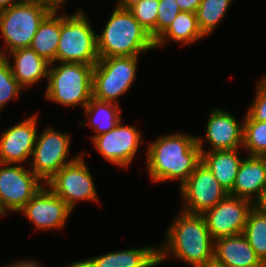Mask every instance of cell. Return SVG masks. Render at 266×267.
Instances as JSON below:
<instances>
[{"label": "cell", "instance_id": "d6986e66", "mask_svg": "<svg viewBox=\"0 0 266 267\" xmlns=\"http://www.w3.org/2000/svg\"><path fill=\"white\" fill-rule=\"evenodd\" d=\"M213 259L225 267H260L262 263L243 233L214 240Z\"/></svg>", "mask_w": 266, "mask_h": 267}, {"label": "cell", "instance_id": "3957f363", "mask_svg": "<svg viewBox=\"0 0 266 267\" xmlns=\"http://www.w3.org/2000/svg\"><path fill=\"white\" fill-rule=\"evenodd\" d=\"M99 58L140 56L155 48L149 32L128 9L115 7L102 34H97Z\"/></svg>", "mask_w": 266, "mask_h": 267}, {"label": "cell", "instance_id": "4dcf8cb0", "mask_svg": "<svg viewBox=\"0 0 266 267\" xmlns=\"http://www.w3.org/2000/svg\"><path fill=\"white\" fill-rule=\"evenodd\" d=\"M255 98L246 112L254 121H266V76L256 82Z\"/></svg>", "mask_w": 266, "mask_h": 267}, {"label": "cell", "instance_id": "ba28073f", "mask_svg": "<svg viewBox=\"0 0 266 267\" xmlns=\"http://www.w3.org/2000/svg\"><path fill=\"white\" fill-rule=\"evenodd\" d=\"M70 142L69 133H62L53 127L45 128L41 135L37 134L30 170L40 180L45 181L43 184H46L62 167L79 157L77 155L67 160Z\"/></svg>", "mask_w": 266, "mask_h": 267}, {"label": "cell", "instance_id": "d6a6232c", "mask_svg": "<svg viewBox=\"0 0 266 267\" xmlns=\"http://www.w3.org/2000/svg\"><path fill=\"white\" fill-rule=\"evenodd\" d=\"M253 208L259 213L266 215V187L260 193L258 198L253 202Z\"/></svg>", "mask_w": 266, "mask_h": 267}, {"label": "cell", "instance_id": "8d00e7d4", "mask_svg": "<svg viewBox=\"0 0 266 267\" xmlns=\"http://www.w3.org/2000/svg\"><path fill=\"white\" fill-rule=\"evenodd\" d=\"M53 9H60L61 7L64 8V3L66 0H45ZM63 5V6H62Z\"/></svg>", "mask_w": 266, "mask_h": 267}, {"label": "cell", "instance_id": "7402d4cb", "mask_svg": "<svg viewBox=\"0 0 266 267\" xmlns=\"http://www.w3.org/2000/svg\"><path fill=\"white\" fill-rule=\"evenodd\" d=\"M53 9L40 23L30 48L48 63L56 62V53L61 32V15Z\"/></svg>", "mask_w": 266, "mask_h": 267}, {"label": "cell", "instance_id": "d4e9b609", "mask_svg": "<svg viewBox=\"0 0 266 267\" xmlns=\"http://www.w3.org/2000/svg\"><path fill=\"white\" fill-rule=\"evenodd\" d=\"M233 0H202L196 15L200 31L210 35L225 17Z\"/></svg>", "mask_w": 266, "mask_h": 267}, {"label": "cell", "instance_id": "9c48e42d", "mask_svg": "<svg viewBox=\"0 0 266 267\" xmlns=\"http://www.w3.org/2000/svg\"><path fill=\"white\" fill-rule=\"evenodd\" d=\"M82 156L62 167L46 183L72 211L79 201L98 202L93 177Z\"/></svg>", "mask_w": 266, "mask_h": 267}, {"label": "cell", "instance_id": "ab89813d", "mask_svg": "<svg viewBox=\"0 0 266 267\" xmlns=\"http://www.w3.org/2000/svg\"><path fill=\"white\" fill-rule=\"evenodd\" d=\"M264 159H265V161H266V153L262 156Z\"/></svg>", "mask_w": 266, "mask_h": 267}, {"label": "cell", "instance_id": "9a60e30c", "mask_svg": "<svg viewBox=\"0 0 266 267\" xmlns=\"http://www.w3.org/2000/svg\"><path fill=\"white\" fill-rule=\"evenodd\" d=\"M238 121L233 114L222 110V108L213 109L206 123L205 138L197 137L196 139L200 152L232 150L243 147L244 123ZM205 141L211 146L209 150L203 146Z\"/></svg>", "mask_w": 266, "mask_h": 267}, {"label": "cell", "instance_id": "d590c367", "mask_svg": "<svg viewBox=\"0 0 266 267\" xmlns=\"http://www.w3.org/2000/svg\"><path fill=\"white\" fill-rule=\"evenodd\" d=\"M25 0H0V10L22 3Z\"/></svg>", "mask_w": 266, "mask_h": 267}, {"label": "cell", "instance_id": "8992f818", "mask_svg": "<svg viewBox=\"0 0 266 267\" xmlns=\"http://www.w3.org/2000/svg\"><path fill=\"white\" fill-rule=\"evenodd\" d=\"M53 10L45 0H25L0 10V32L8 53L30 47L40 23Z\"/></svg>", "mask_w": 266, "mask_h": 267}, {"label": "cell", "instance_id": "484cf974", "mask_svg": "<svg viewBox=\"0 0 266 267\" xmlns=\"http://www.w3.org/2000/svg\"><path fill=\"white\" fill-rule=\"evenodd\" d=\"M243 234L261 261L266 260V215L252 208Z\"/></svg>", "mask_w": 266, "mask_h": 267}, {"label": "cell", "instance_id": "277c9868", "mask_svg": "<svg viewBox=\"0 0 266 267\" xmlns=\"http://www.w3.org/2000/svg\"><path fill=\"white\" fill-rule=\"evenodd\" d=\"M93 68L81 63H51L45 98L65 107L80 105L84 109L92 98Z\"/></svg>", "mask_w": 266, "mask_h": 267}, {"label": "cell", "instance_id": "4316f807", "mask_svg": "<svg viewBox=\"0 0 266 267\" xmlns=\"http://www.w3.org/2000/svg\"><path fill=\"white\" fill-rule=\"evenodd\" d=\"M243 118V147L249 156H263L266 153V121H254L247 113Z\"/></svg>", "mask_w": 266, "mask_h": 267}, {"label": "cell", "instance_id": "5b68a950", "mask_svg": "<svg viewBox=\"0 0 266 267\" xmlns=\"http://www.w3.org/2000/svg\"><path fill=\"white\" fill-rule=\"evenodd\" d=\"M99 60L97 34L83 9L61 15V32L56 62L95 65Z\"/></svg>", "mask_w": 266, "mask_h": 267}, {"label": "cell", "instance_id": "44dd1931", "mask_svg": "<svg viewBox=\"0 0 266 267\" xmlns=\"http://www.w3.org/2000/svg\"><path fill=\"white\" fill-rule=\"evenodd\" d=\"M243 159L238 149L201 152V160L228 193L234 186Z\"/></svg>", "mask_w": 266, "mask_h": 267}, {"label": "cell", "instance_id": "cb8c5ba5", "mask_svg": "<svg viewBox=\"0 0 266 267\" xmlns=\"http://www.w3.org/2000/svg\"><path fill=\"white\" fill-rule=\"evenodd\" d=\"M205 38L197 23L196 13L181 11L168 29L155 41V48L167 42H180V45L193 44Z\"/></svg>", "mask_w": 266, "mask_h": 267}, {"label": "cell", "instance_id": "6da1fadb", "mask_svg": "<svg viewBox=\"0 0 266 267\" xmlns=\"http://www.w3.org/2000/svg\"><path fill=\"white\" fill-rule=\"evenodd\" d=\"M197 137L183 133L164 134L149 144L146 168L154 183L178 180L181 186L201 161Z\"/></svg>", "mask_w": 266, "mask_h": 267}, {"label": "cell", "instance_id": "f35d334b", "mask_svg": "<svg viewBox=\"0 0 266 267\" xmlns=\"http://www.w3.org/2000/svg\"><path fill=\"white\" fill-rule=\"evenodd\" d=\"M260 267H266V260L262 261L261 266Z\"/></svg>", "mask_w": 266, "mask_h": 267}, {"label": "cell", "instance_id": "30bf717a", "mask_svg": "<svg viewBox=\"0 0 266 267\" xmlns=\"http://www.w3.org/2000/svg\"><path fill=\"white\" fill-rule=\"evenodd\" d=\"M14 165L0 162L1 216L8 211L19 212L43 186L30 169H25L23 164Z\"/></svg>", "mask_w": 266, "mask_h": 267}, {"label": "cell", "instance_id": "2e32d148", "mask_svg": "<svg viewBox=\"0 0 266 267\" xmlns=\"http://www.w3.org/2000/svg\"><path fill=\"white\" fill-rule=\"evenodd\" d=\"M37 114L9 127L0 136V162L22 164L31 158L37 137Z\"/></svg>", "mask_w": 266, "mask_h": 267}, {"label": "cell", "instance_id": "52a82bcc", "mask_svg": "<svg viewBox=\"0 0 266 267\" xmlns=\"http://www.w3.org/2000/svg\"><path fill=\"white\" fill-rule=\"evenodd\" d=\"M139 56L99 58L93 68L92 97L117 103L136 80Z\"/></svg>", "mask_w": 266, "mask_h": 267}, {"label": "cell", "instance_id": "4fadbf2b", "mask_svg": "<svg viewBox=\"0 0 266 267\" xmlns=\"http://www.w3.org/2000/svg\"><path fill=\"white\" fill-rule=\"evenodd\" d=\"M252 208L253 203L251 201L227 194L203 214L210 235L216 240L243 233L248 214Z\"/></svg>", "mask_w": 266, "mask_h": 267}, {"label": "cell", "instance_id": "836d02e7", "mask_svg": "<svg viewBox=\"0 0 266 267\" xmlns=\"http://www.w3.org/2000/svg\"><path fill=\"white\" fill-rule=\"evenodd\" d=\"M8 267H43L42 264L37 263V261L32 260H19L8 265Z\"/></svg>", "mask_w": 266, "mask_h": 267}, {"label": "cell", "instance_id": "83f0119b", "mask_svg": "<svg viewBox=\"0 0 266 267\" xmlns=\"http://www.w3.org/2000/svg\"><path fill=\"white\" fill-rule=\"evenodd\" d=\"M22 89L24 90L12 74L9 61L0 57V111L12 99H18Z\"/></svg>", "mask_w": 266, "mask_h": 267}, {"label": "cell", "instance_id": "ffe728a7", "mask_svg": "<svg viewBox=\"0 0 266 267\" xmlns=\"http://www.w3.org/2000/svg\"><path fill=\"white\" fill-rule=\"evenodd\" d=\"M266 187V161L262 156H249L240 164L232 190L228 193L251 201Z\"/></svg>", "mask_w": 266, "mask_h": 267}, {"label": "cell", "instance_id": "1f68e13d", "mask_svg": "<svg viewBox=\"0 0 266 267\" xmlns=\"http://www.w3.org/2000/svg\"><path fill=\"white\" fill-rule=\"evenodd\" d=\"M202 0H176L181 11L196 13Z\"/></svg>", "mask_w": 266, "mask_h": 267}, {"label": "cell", "instance_id": "603a6c76", "mask_svg": "<svg viewBox=\"0 0 266 267\" xmlns=\"http://www.w3.org/2000/svg\"><path fill=\"white\" fill-rule=\"evenodd\" d=\"M83 110L88 121L80 125L91 126L95 132L91 139L110 131L122 120L118 103L101 101L92 97Z\"/></svg>", "mask_w": 266, "mask_h": 267}, {"label": "cell", "instance_id": "f546056e", "mask_svg": "<svg viewBox=\"0 0 266 267\" xmlns=\"http://www.w3.org/2000/svg\"><path fill=\"white\" fill-rule=\"evenodd\" d=\"M181 12L176 0H159L156 20V40L168 29Z\"/></svg>", "mask_w": 266, "mask_h": 267}, {"label": "cell", "instance_id": "74e56055", "mask_svg": "<svg viewBox=\"0 0 266 267\" xmlns=\"http://www.w3.org/2000/svg\"><path fill=\"white\" fill-rule=\"evenodd\" d=\"M199 267H225V266L213 259V260H211V261H209V262H207L204 265L199 266Z\"/></svg>", "mask_w": 266, "mask_h": 267}, {"label": "cell", "instance_id": "f1b7e54d", "mask_svg": "<svg viewBox=\"0 0 266 267\" xmlns=\"http://www.w3.org/2000/svg\"><path fill=\"white\" fill-rule=\"evenodd\" d=\"M159 7V0H141L128 10L133 17L149 32L156 41V20Z\"/></svg>", "mask_w": 266, "mask_h": 267}, {"label": "cell", "instance_id": "e575fe53", "mask_svg": "<svg viewBox=\"0 0 266 267\" xmlns=\"http://www.w3.org/2000/svg\"><path fill=\"white\" fill-rule=\"evenodd\" d=\"M140 1L141 0H117V5L115 7L120 9H129Z\"/></svg>", "mask_w": 266, "mask_h": 267}, {"label": "cell", "instance_id": "7c38bea8", "mask_svg": "<svg viewBox=\"0 0 266 267\" xmlns=\"http://www.w3.org/2000/svg\"><path fill=\"white\" fill-rule=\"evenodd\" d=\"M120 122L110 131L92 139L98 153L108 162L127 168L136 156L139 144L144 142L141 132L135 126Z\"/></svg>", "mask_w": 266, "mask_h": 267}, {"label": "cell", "instance_id": "e0dca14e", "mask_svg": "<svg viewBox=\"0 0 266 267\" xmlns=\"http://www.w3.org/2000/svg\"><path fill=\"white\" fill-rule=\"evenodd\" d=\"M158 247L146 246L109 252L72 262L69 267H156Z\"/></svg>", "mask_w": 266, "mask_h": 267}, {"label": "cell", "instance_id": "ac0fdd59", "mask_svg": "<svg viewBox=\"0 0 266 267\" xmlns=\"http://www.w3.org/2000/svg\"><path fill=\"white\" fill-rule=\"evenodd\" d=\"M0 49V57H5L12 70V74L17 82L28 91L30 85L36 84L42 78L48 79V70L50 63L40 57L30 47L19 48L7 53ZM10 59L14 62L11 64Z\"/></svg>", "mask_w": 266, "mask_h": 267}, {"label": "cell", "instance_id": "7a4b0ae2", "mask_svg": "<svg viewBox=\"0 0 266 267\" xmlns=\"http://www.w3.org/2000/svg\"><path fill=\"white\" fill-rule=\"evenodd\" d=\"M167 230L165 243L158 247V265L170 258H177L192 267L213 260L214 239L203 214L181 210Z\"/></svg>", "mask_w": 266, "mask_h": 267}, {"label": "cell", "instance_id": "5bb4252c", "mask_svg": "<svg viewBox=\"0 0 266 267\" xmlns=\"http://www.w3.org/2000/svg\"><path fill=\"white\" fill-rule=\"evenodd\" d=\"M36 230L61 229L73 212L46 184L19 211Z\"/></svg>", "mask_w": 266, "mask_h": 267}, {"label": "cell", "instance_id": "8fae6325", "mask_svg": "<svg viewBox=\"0 0 266 267\" xmlns=\"http://www.w3.org/2000/svg\"><path fill=\"white\" fill-rule=\"evenodd\" d=\"M180 192V210L194 214H204L228 194L202 160L180 186Z\"/></svg>", "mask_w": 266, "mask_h": 267}]
</instances>
